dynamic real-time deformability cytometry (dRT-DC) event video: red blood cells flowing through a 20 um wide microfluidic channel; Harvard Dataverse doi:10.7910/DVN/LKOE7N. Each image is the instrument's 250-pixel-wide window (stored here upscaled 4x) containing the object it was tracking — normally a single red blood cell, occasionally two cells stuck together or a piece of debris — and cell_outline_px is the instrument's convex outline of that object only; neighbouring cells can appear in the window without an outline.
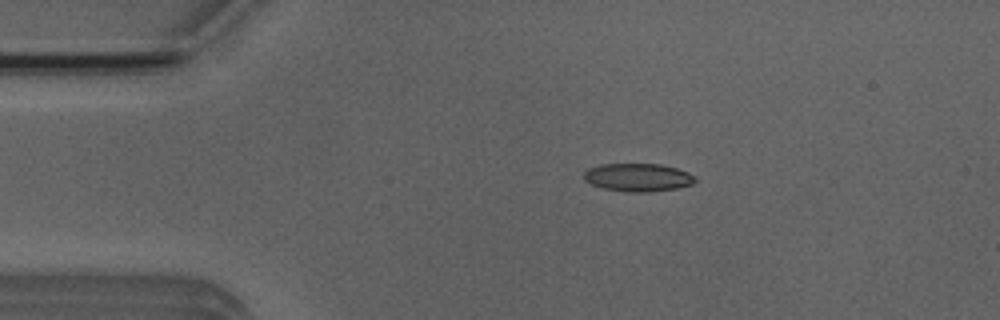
{"species": "Egyptian fruit bat (a non-hibernating species)", "species_latin": "Rousettus aegyptiacus", "temperature_condition": "room temperature", "stored_images_in_passage": 4, "camera_frame_rate_fps": 3000, "um_per_image_px": 0.085, "animal": {"sex": "male"}, "frame": {"image": 1, "passage_image": 1, "time_ms": 0.0, "image_size_px": [1000, 320], "cell_outline_px": [[696, 180], [692, 184], [676, 188], [648, 192], [628, 192], [604, 188], [592, 184], [584, 180], [584, 172], [588, 168], [600, 164], [660, 164], [676, 168], [688, 172], [696, 176]], "centroid_in_image_um": [54.23, 15.07], "position_along_channel_um": 30.8, "area_um2": 18.15}}
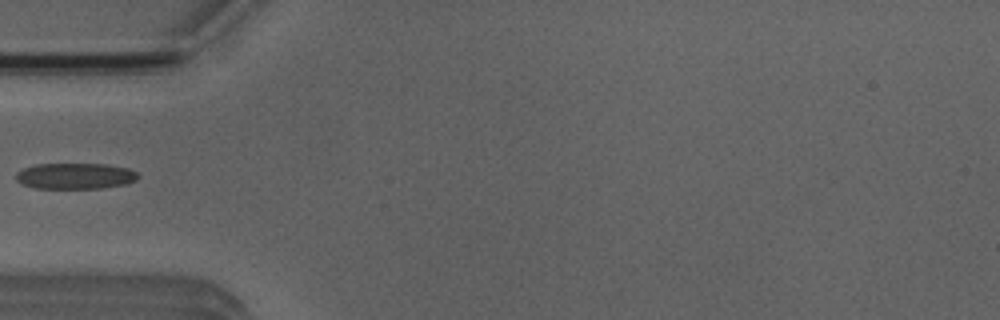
{"frame": {"image": 2, "passage_image": 3, "time_ms": 2.333, "image_size_px": [1000, 320], "cell_outline_px": [[140, 176], [136, 180], [124, 184], [100, 188], [36, 188], [24, 184], [16, 180], [16, 172], [24, 168], [36, 164], [108, 164], [128, 168], [136, 172]], "centroid_in_image_um": [6.4, 14.95], "position_along_channel_um": 78.6, "area_um2": 18.38}}